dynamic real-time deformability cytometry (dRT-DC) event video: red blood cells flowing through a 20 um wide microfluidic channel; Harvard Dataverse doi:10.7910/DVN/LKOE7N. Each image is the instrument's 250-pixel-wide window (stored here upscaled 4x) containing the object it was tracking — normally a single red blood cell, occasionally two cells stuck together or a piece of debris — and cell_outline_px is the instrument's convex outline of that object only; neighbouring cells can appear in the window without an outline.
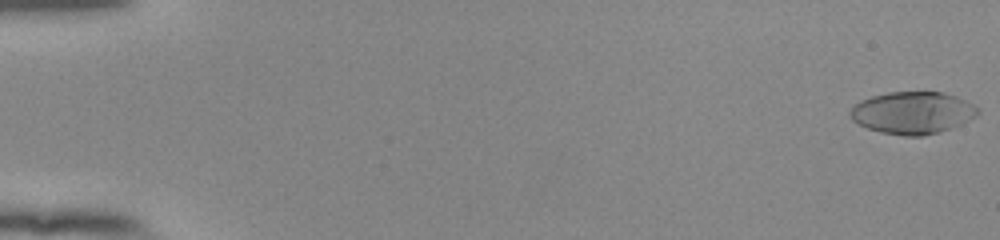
{"species": "human", "species_latin": "Homo sapiens", "temperature_condition": "room temperature", "stored_images_in_passage": 54, "camera_frame_rate_fps": 3000, "um_per_image_px": 0.085, "donor": {"sex": "female"}, "frame": {"image": 1, "passage_image": 1, "time_ms": 0.0, "image_size_px": [1000, 240], "cell_outline_px": [[980, 112], [976, 116], [960, 124], [924, 136], [904, 136], [880, 132], [868, 128], [852, 120], [848, 112], [860, 100], [872, 96], [888, 92], [944, 92], [956, 96], [980, 108]], "centroid_in_image_um": [77.56, 9.58], "position_along_channel_um": 7.4, "area_um2": 31.21}}
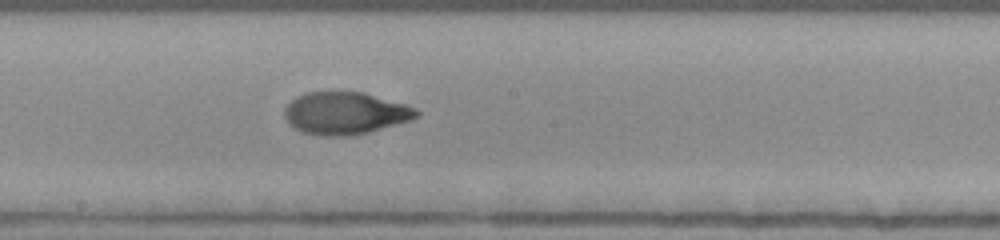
{"frame": {"image": 2, "passage_image": 31, "time_ms": 10.0, "image_size_px": [1000, 240], "cell_outline_px": [[420, 116], [408, 120], [368, 132], [348, 136], [324, 136], [304, 132], [288, 124], [284, 116], [284, 108], [296, 96], [308, 92], [328, 88], [364, 92], [404, 104], [416, 108], [420, 112]], "centroid_in_image_um": [29.3, 9.57], "position_along_channel_um": 218.9, "area_um2": 33.12}}
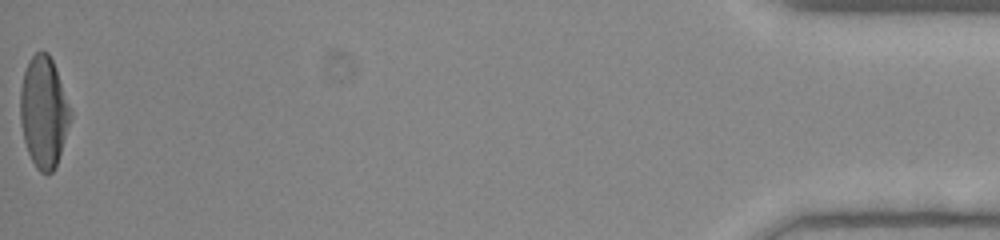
{"frame": {"image": 3, "passage_image": 54, "time_ms": 17.667, "image_size_px": [1000, 240], "cell_outline_px": [[72, 112], [56, 168], [48, 176], [40, 172], [36, 168], [28, 152], [24, 140], [20, 120], [20, 88], [24, 72], [28, 60], [36, 52], [48, 52], [52, 60]], "centroid_in_image_um": [3.7, 9.55], "position_along_channel_um": 431.5, "area_um2": 32.31}, "authors_computed_cell_mechanics": {"area_um2": 31.8478, "velocity_mm_per_s": 3.9594, "shape_relaxation_time_tau1_ms": 4.4551, "shape_relaxation_time_tau2_ms": 1.2017, "deformation_change_tau1": 0.2407, "deformation_change_tau2": 0.0589}}